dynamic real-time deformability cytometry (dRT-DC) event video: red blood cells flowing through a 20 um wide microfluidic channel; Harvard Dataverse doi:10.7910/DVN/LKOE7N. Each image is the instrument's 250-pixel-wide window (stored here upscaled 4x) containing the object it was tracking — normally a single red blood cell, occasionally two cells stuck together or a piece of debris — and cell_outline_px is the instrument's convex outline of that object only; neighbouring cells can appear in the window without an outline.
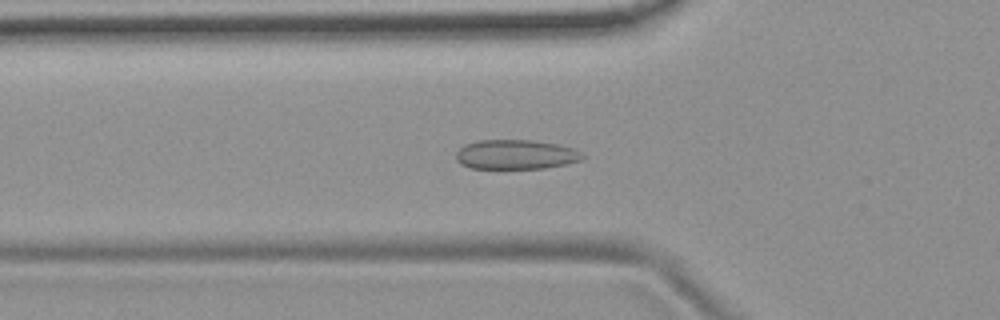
{"species": "common noctule bat (a hibernating species)", "species_latin": "Nyctalus noctula", "temperature_condition": "room temperature", "stored_images_in_passage": 54, "camera_frame_rate_fps": 3000, "um_per_image_px": 0.085, "animal": {"sex": "female", "body_mass_g": 19.9}, "frame": {"image": 1, "passage_image": 19, "time_ms": 6.0, "image_size_px": [1000, 320], "cell_outline_px": [[584, 160], [568, 164], [544, 168], [472, 168], [460, 164], [456, 160], [456, 152], [464, 144], [476, 140], [532, 140], [556, 144], [572, 148], [580, 152], [584, 156]], "centroid_in_image_um": [43.83, 13.13], "position_along_channel_um": 82.0, "area_um2": 21.85}}
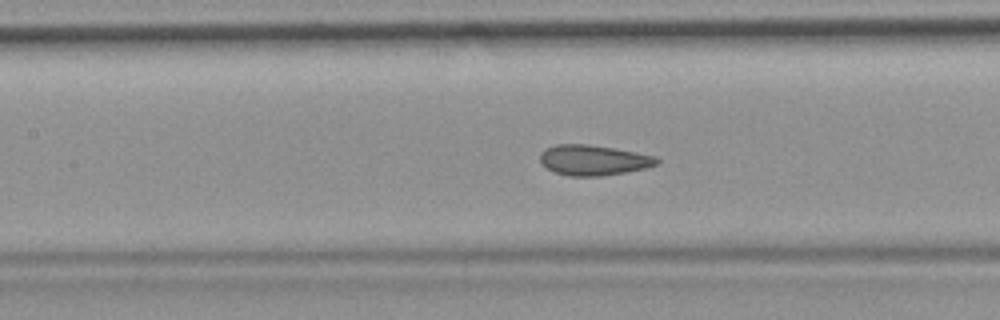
{"frame": {"image": 2, "passage_image": 25, "time_ms": 8.0, "image_size_px": [1000, 320], "cell_outline_px": [[660, 164], [644, 168], [624, 172], [600, 176], [568, 176], [556, 172], [540, 164], [540, 152], [544, 148], [556, 144], [588, 144], [636, 152], [656, 156], [660, 160]], "centroid_in_image_um": [50.42, 13.6], "position_along_channel_um": 157.0, "area_um2": 20.69}}
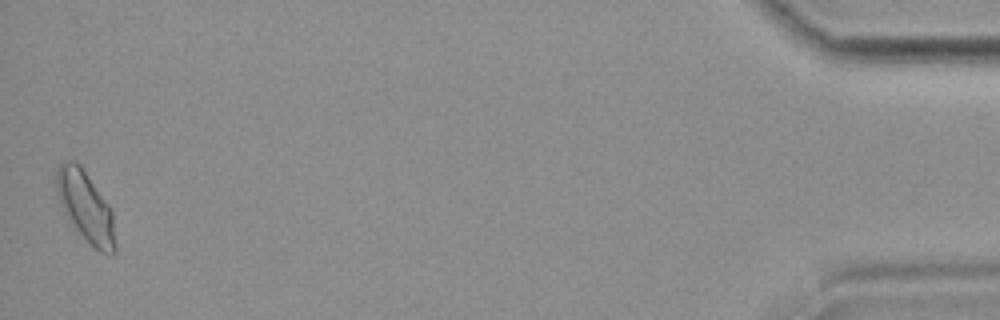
{"frame": {"image": 3, "passage_image": 54, "time_ms": 17.667, "image_size_px": [1000, 320], "cell_outline_px": [[116, 252], [112, 256], [100, 252], [76, 228], [64, 212], [60, 204], [56, 192], [56, 168], [64, 160], [72, 160], [80, 164], [108, 204], [112, 212], [116, 244]], "centroid_in_image_um": [7.28, 17.54], "position_along_channel_um": 427.9, "area_um2": 23.87}, "authors_computed_cell_mechanics": {"area_um2": 20.9814, "velocity_mm_per_s": 3.7365, "shape_relaxation_time_tau1_ms": null, "shape_relaxation_time_tau2_ms": 0.9646, "deformation_change_tau1": null, "deformation_change_tau2": 0.0437}}